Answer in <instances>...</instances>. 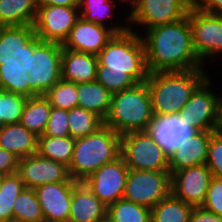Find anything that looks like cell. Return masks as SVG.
<instances>
[{"mask_svg":"<svg viewBox=\"0 0 222 222\" xmlns=\"http://www.w3.org/2000/svg\"><path fill=\"white\" fill-rule=\"evenodd\" d=\"M62 51V44L30 34L11 36L4 69L23 93L45 95L62 78Z\"/></svg>","mask_w":222,"mask_h":222,"instance_id":"6da1fadb","label":"cell"},{"mask_svg":"<svg viewBox=\"0 0 222 222\" xmlns=\"http://www.w3.org/2000/svg\"><path fill=\"white\" fill-rule=\"evenodd\" d=\"M135 29L114 34L97 54L96 80L112 94L147 80L145 45Z\"/></svg>","mask_w":222,"mask_h":222,"instance_id":"7a4b0ae2","label":"cell"},{"mask_svg":"<svg viewBox=\"0 0 222 222\" xmlns=\"http://www.w3.org/2000/svg\"><path fill=\"white\" fill-rule=\"evenodd\" d=\"M143 33L148 73L204 68L193 47L188 15Z\"/></svg>","mask_w":222,"mask_h":222,"instance_id":"3957f363","label":"cell"},{"mask_svg":"<svg viewBox=\"0 0 222 222\" xmlns=\"http://www.w3.org/2000/svg\"><path fill=\"white\" fill-rule=\"evenodd\" d=\"M205 68L148 73L147 85L155 116L177 115L192 92L210 74Z\"/></svg>","mask_w":222,"mask_h":222,"instance_id":"277c9868","label":"cell"},{"mask_svg":"<svg viewBox=\"0 0 222 222\" xmlns=\"http://www.w3.org/2000/svg\"><path fill=\"white\" fill-rule=\"evenodd\" d=\"M121 156V135L103 124L95 132L75 139L73 157L68 167L70 178L85 181L104 164Z\"/></svg>","mask_w":222,"mask_h":222,"instance_id":"5b68a950","label":"cell"},{"mask_svg":"<svg viewBox=\"0 0 222 222\" xmlns=\"http://www.w3.org/2000/svg\"><path fill=\"white\" fill-rule=\"evenodd\" d=\"M153 119L151 97L145 81L112 94L110 109L103 124L122 135L146 131Z\"/></svg>","mask_w":222,"mask_h":222,"instance_id":"8992f818","label":"cell"},{"mask_svg":"<svg viewBox=\"0 0 222 222\" xmlns=\"http://www.w3.org/2000/svg\"><path fill=\"white\" fill-rule=\"evenodd\" d=\"M121 156L129 170L169 171L168 155L147 131L122 134Z\"/></svg>","mask_w":222,"mask_h":222,"instance_id":"52a82bcc","label":"cell"},{"mask_svg":"<svg viewBox=\"0 0 222 222\" xmlns=\"http://www.w3.org/2000/svg\"><path fill=\"white\" fill-rule=\"evenodd\" d=\"M210 79L208 75L196 87L179 114L196 131H218L220 128L222 95L210 90Z\"/></svg>","mask_w":222,"mask_h":222,"instance_id":"ba28073f","label":"cell"},{"mask_svg":"<svg viewBox=\"0 0 222 222\" xmlns=\"http://www.w3.org/2000/svg\"><path fill=\"white\" fill-rule=\"evenodd\" d=\"M170 193L169 171L129 170L122 198L151 209Z\"/></svg>","mask_w":222,"mask_h":222,"instance_id":"9c48e42d","label":"cell"},{"mask_svg":"<svg viewBox=\"0 0 222 222\" xmlns=\"http://www.w3.org/2000/svg\"><path fill=\"white\" fill-rule=\"evenodd\" d=\"M191 7L186 0H140L128 13L125 22L129 24V29L136 25L145 31L183 19Z\"/></svg>","mask_w":222,"mask_h":222,"instance_id":"30bf717a","label":"cell"},{"mask_svg":"<svg viewBox=\"0 0 222 222\" xmlns=\"http://www.w3.org/2000/svg\"><path fill=\"white\" fill-rule=\"evenodd\" d=\"M79 17L77 7L60 5L37 7L36 18L29 34L41 41L63 44Z\"/></svg>","mask_w":222,"mask_h":222,"instance_id":"8fae6325","label":"cell"},{"mask_svg":"<svg viewBox=\"0 0 222 222\" xmlns=\"http://www.w3.org/2000/svg\"><path fill=\"white\" fill-rule=\"evenodd\" d=\"M192 43L199 60L222 55V16L201 11L194 6L189 9Z\"/></svg>","mask_w":222,"mask_h":222,"instance_id":"7c38bea8","label":"cell"},{"mask_svg":"<svg viewBox=\"0 0 222 222\" xmlns=\"http://www.w3.org/2000/svg\"><path fill=\"white\" fill-rule=\"evenodd\" d=\"M128 173L129 168L120 156L101 166L83 182L108 207L123 197Z\"/></svg>","mask_w":222,"mask_h":222,"instance_id":"4fadbf2b","label":"cell"},{"mask_svg":"<svg viewBox=\"0 0 222 222\" xmlns=\"http://www.w3.org/2000/svg\"><path fill=\"white\" fill-rule=\"evenodd\" d=\"M212 177L206 164L181 169L171 175V193L185 203L200 207Z\"/></svg>","mask_w":222,"mask_h":222,"instance_id":"5bb4252c","label":"cell"},{"mask_svg":"<svg viewBox=\"0 0 222 222\" xmlns=\"http://www.w3.org/2000/svg\"><path fill=\"white\" fill-rule=\"evenodd\" d=\"M18 173L25 188L30 189L54 182H77L70 178L68 167L64 164L44 158L38 153L20 159Z\"/></svg>","mask_w":222,"mask_h":222,"instance_id":"9a60e30c","label":"cell"},{"mask_svg":"<svg viewBox=\"0 0 222 222\" xmlns=\"http://www.w3.org/2000/svg\"><path fill=\"white\" fill-rule=\"evenodd\" d=\"M77 182H54L36 187L44 220L68 222L73 186Z\"/></svg>","mask_w":222,"mask_h":222,"instance_id":"2e32d148","label":"cell"},{"mask_svg":"<svg viewBox=\"0 0 222 222\" xmlns=\"http://www.w3.org/2000/svg\"><path fill=\"white\" fill-rule=\"evenodd\" d=\"M146 131L169 156L188 140L196 129L177 114L155 116Z\"/></svg>","mask_w":222,"mask_h":222,"instance_id":"e0dca14e","label":"cell"},{"mask_svg":"<svg viewBox=\"0 0 222 222\" xmlns=\"http://www.w3.org/2000/svg\"><path fill=\"white\" fill-rule=\"evenodd\" d=\"M36 14L35 0H0V32L7 39L29 34Z\"/></svg>","mask_w":222,"mask_h":222,"instance_id":"ac0fdd59","label":"cell"},{"mask_svg":"<svg viewBox=\"0 0 222 222\" xmlns=\"http://www.w3.org/2000/svg\"><path fill=\"white\" fill-rule=\"evenodd\" d=\"M114 34L109 27L79 17L62 46L73 51L97 55Z\"/></svg>","mask_w":222,"mask_h":222,"instance_id":"d6986e66","label":"cell"},{"mask_svg":"<svg viewBox=\"0 0 222 222\" xmlns=\"http://www.w3.org/2000/svg\"><path fill=\"white\" fill-rule=\"evenodd\" d=\"M214 132L196 131L188 140L181 144L168 156L169 173L172 175L181 169L205 164L210 137Z\"/></svg>","mask_w":222,"mask_h":222,"instance_id":"ffe728a7","label":"cell"},{"mask_svg":"<svg viewBox=\"0 0 222 222\" xmlns=\"http://www.w3.org/2000/svg\"><path fill=\"white\" fill-rule=\"evenodd\" d=\"M68 222H107V206L84 182L73 186Z\"/></svg>","mask_w":222,"mask_h":222,"instance_id":"44dd1931","label":"cell"},{"mask_svg":"<svg viewBox=\"0 0 222 222\" xmlns=\"http://www.w3.org/2000/svg\"><path fill=\"white\" fill-rule=\"evenodd\" d=\"M28 96L20 90L5 69L0 70V126L20 122Z\"/></svg>","mask_w":222,"mask_h":222,"instance_id":"7402d4cb","label":"cell"},{"mask_svg":"<svg viewBox=\"0 0 222 222\" xmlns=\"http://www.w3.org/2000/svg\"><path fill=\"white\" fill-rule=\"evenodd\" d=\"M97 67V55L63 48L62 79L74 83L94 81L97 76Z\"/></svg>","mask_w":222,"mask_h":222,"instance_id":"603a6c76","label":"cell"},{"mask_svg":"<svg viewBox=\"0 0 222 222\" xmlns=\"http://www.w3.org/2000/svg\"><path fill=\"white\" fill-rule=\"evenodd\" d=\"M38 137L20 123L0 126V147L19 159L37 153Z\"/></svg>","mask_w":222,"mask_h":222,"instance_id":"cb8c5ba5","label":"cell"},{"mask_svg":"<svg viewBox=\"0 0 222 222\" xmlns=\"http://www.w3.org/2000/svg\"><path fill=\"white\" fill-rule=\"evenodd\" d=\"M77 92L78 107L95 113L104 121L110 109L112 93L97 80L77 83Z\"/></svg>","mask_w":222,"mask_h":222,"instance_id":"d4e9b609","label":"cell"},{"mask_svg":"<svg viewBox=\"0 0 222 222\" xmlns=\"http://www.w3.org/2000/svg\"><path fill=\"white\" fill-rule=\"evenodd\" d=\"M116 0H80L79 13L80 17L88 22L109 27L115 34L123 33L129 30V24H113L108 26L110 17H114V9L117 6ZM109 19V20H108ZM105 20H107L105 22Z\"/></svg>","mask_w":222,"mask_h":222,"instance_id":"484cf974","label":"cell"},{"mask_svg":"<svg viewBox=\"0 0 222 222\" xmlns=\"http://www.w3.org/2000/svg\"><path fill=\"white\" fill-rule=\"evenodd\" d=\"M51 109L50 102L44 95L28 96L19 123L37 137L43 135Z\"/></svg>","mask_w":222,"mask_h":222,"instance_id":"4316f807","label":"cell"},{"mask_svg":"<svg viewBox=\"0 0 222 222\" xmlns=\"http://www.w3.org/2000/svg\"><path fill=\"white\" fill-rule=\"evenodd\" d=\"M75 146V138L71 136L51 137L38 136L37 153L69 167Z\"/></svg>","mask_w":222,"mask_h":222,"instance_id":"83f0119b","label":"cell"},{"mask_svg":"<svg viewBox=\"0 0 222 222\" xmlns=\"http://www.w3.org/2000/svg\"><path fill=\"white\" fill-rule=\"evenodd\" d=\"M194 206L176 198L172 193L151 208V222H190Z\"/></svg>","mask_w":222,"mask_h":222,"instance_id":"f1b7e54d","label":"cell"},{"mask_svg":"<svg viewBox=\"0 0 222 222\" xmlns=\"http://www.w3.org/2000/svg\"><path fill=\"white\" fill-rule=\"evenodd\" d=\"M151 209L124 198L107 207V222H151Z\"/></svg>","mask_w":222,"mask_h":222,"instance_id":"f546056e","label":"cell"},{"mask_svg":"<svg viewBox=\"0 0 222 222\" xmlns=\"http://www.w3.org/2000/svg\"><path fill=\"white\" fill-rule=\"evenodd\" d=\"M69 132L72 138L88 136L103 125V120L95 113L82 107L68 110Z\"/></svg>","mask_w":222,"mask_h":222,"instance_id":"4dcf8cb0","label":"cell"},{"mask_svg":"<svg viewBox=\"0 0 222 222\" xmlns=\"http://www.w3.org/2000/svg\"><path fill=\"white\" fill-rule=\"evenodd\" d=\"M13 218L23 222H40L44 215L34 189L24 188L15 199Z\"/></svg>","mask_w":222,"mask_h":222,"instance_id":"1f68e13d","label":"cell"},{"mask_svg":"<svg viewBox=\"0 0 222 222\" xmlns=\"http://www.w3.org/2000/svg\"><path fill=\"white\" fill-rule=\"evenodd\" d=\"M24 188V183L18 172L4 175L0 190V222L13 218L15 199Z\"/></svg>","mask_w":222,"mask_h":222,"instance_id":"d6a6232c","label":"cell"},{"mask_svg":"<svg viewBox=\"0 0 222 222\" xmlns=\"http://www.w3.org/2000/svg\"><path fill=\"white\" fill-rule=\"evenodd\" d=\"M51 107L70 110L78 107L77 83L60 79L44 95Z\"/></svg>","mask_w":222,"mask_h":222,"instance_id":"836d02e7","label":"cell"},{"mask_svg":"<svg viewBox=\"0 0 222 222\" xmlns=\"http://www.w3.org/2000/svg\"><path fill=\"white\" fill-rule=\"evenodd\" d=\"M213 177L222 178V132L215 131L208 145V156L205 163Z\"/></svg>","mask_w":222,"mask_h":222,"instance_id":"e575fe53","label":"cell"},{"mask_svg":"<svg viewBox=\"0 0 222 222\" xmlns=\"http://www.w3.org/2000/svg\"><path fill=\"white\" fill-rule=\"evenodd\" d=\"M43 135L51 137L70 136L68 110L52 107Z\"/></svg>","mask_w":222,"mask_h":222,"instance_id":"d590c367","label":"cell"},{"mask_svg":"<svg viewBox=\"0 0 222 222\" xmlns=\"http://www.w3.org/2000/svg\"><path fill=\"white\" fill-rule=\"evenodd\" d=\"M201 207L222 216V178L212 177L205 201Z\"/></svg>","mask_w":222,"mask_h":222,"instance_id":"8d00e7d4","label":"cell"},{"mask_svg":"<svg viewBox=\"0 0 222 222\" xmlns=\"http://www.w3.org/2000/svg\"><path fill=\"white\" fill-rule=\"evenodd\" d=\"M20 159L9 151L0 147V173L3 175L18 172Z\"/></svg>","mask_w":222,"mask_h":222,"instance_id":"74e56055","label":"cell"},{"mask_svg":"<svg viewBox=\"0 0 222 222\" xmlns=\"http://www.w3.org/2000/svg\"><path fill=\"white\" fill-rule=\"evenodd\" d=\"M190 222H222V216L209 212L200 207H194L191 216Z\"/></svg>","mask_w":222,"mask_h":222,"instance_id":"f35d334b","label":"cell"},{"mask_svg":"<svg viewBox=\"0 0 222 222\" xmlns=\"http://www.w3.org/2000/svg\"><path fill=\"white\" fill-rule=\"evenodd\" d=\"M194 7L207 13L222 16V0H198Z\"/></svg>","mask_w":222,"mask_h":222,"instance_id":"ab89813d","label":"cell"},{"mask_svg":"<svg viewBox=\"0 0 222 222\" xmlns=\"http://www.w3.org/2000/svg\"><path fill=\"white\" fill-rule=\"evenodd\" d=\"M35 3L37 7L60 5L79 8L80 6V0H35Z\"/></svg>","mask_w":222,"mask_h":222,"instance_id":"60d3db41","label":"cell"},{"mask_svg":"<svg viewBox=\"0 0 222 222\" xmlns=\"http://www.w3.org/2000/svg\"><path fill=\"white\" fill-rule=\"evenodd\" d=\"M8 39L0 32V70L5 68L7 61Z\"/></svg>","mask_w":222,"mask_h":222,"instance_id":"b9f144b4","label":"cell"},{"mask_svg":"<svg viewBox=\"0 0 222 222\" xmlns=\"http://www.w3.org/2000/svg\"><path fill=\"white\" fill-rule=\"evenodd\" d=\"M119 2H122V3H127V5H128V3H129V6H131V7H129L130 8V10L132 11V9L138 4V2L140 1V0H118Z\"/></svg>","mask_w":222,"mask_h":222,"instance_id":"7bdbcfd3","label":"cell"},{"mask_svg":"<svg viewBox=\"0 0 222 222\" xmlns=\"http://www.w3.org/2000/svg\"><path fill=\"white\" fill-rule=\"evenodd\" d=\"M192 7L196 5L198 0H186Z\"/></svg>","mask_w":222,"mask_h":222,"instance_id":"ee69618b","label":"cell"},{"mask_svg":"<svg viewBox=\"0 0 222 222\" xmlns=\"http://www.w3.org/2000/svg\"><path fill=\"white\" fill-rule=\"evenodd\" d=\"M3 222H23V221H21L19 219L11 218V219H8V220L3 221Z\"/></svg>","mask_w":222,"mask_h":222,"instance_id":"f6af8a7d","label":"cell"},{"mask_svg":"<svg viewBox=\"0 0 222 222\" xmlns=\"http://www.w3.org/2000/svg\"><path fill=\"white\" fill-rule=\"evenodd\" d=\"M3 180H4V175L0 173V190L2 188Z\"/></svg>","mask_w":222,"mask_h":222,"instance_id":"bcb514c9","label":"cell"},{"mask_svg":"<svg viewBox=\"0 0 222 222\" xmlns=\"http://www.w3.org/2000/svg\"><path fill=\"white\" fill-rule=\"evenodd\" d=\"M219 130L222 132V103H221V122Z\"/></svg>","mask_w":222,"mask_h":222,"instance_id":"7dc6e473","label":"cell"}]
</instances>
